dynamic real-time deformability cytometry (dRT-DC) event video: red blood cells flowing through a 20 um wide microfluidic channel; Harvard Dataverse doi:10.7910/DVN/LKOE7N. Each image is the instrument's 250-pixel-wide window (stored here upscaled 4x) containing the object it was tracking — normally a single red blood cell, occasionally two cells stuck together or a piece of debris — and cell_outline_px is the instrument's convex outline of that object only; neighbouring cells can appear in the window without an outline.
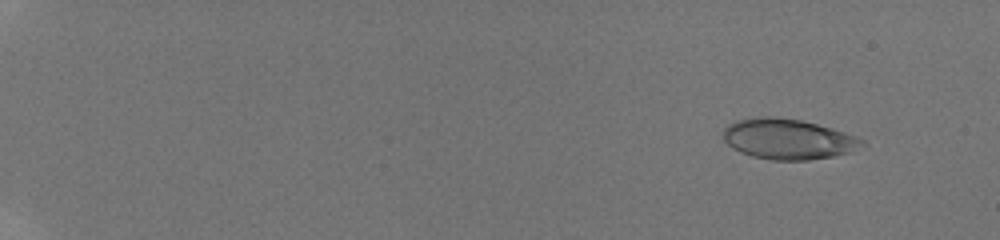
{"species": "human", "species_latin": "Homo sapiens", "temperature_condition": "room temperature", "stored_images_in_passage": 32, "camera_frame_rate_fps": 3000, "um_per_image_px": 0.085, "donor": {"sex": "male"}, "frame": {"image": 1, "passage_image": 17, "time_ms": 2.0, "image_size_px": [1000, 240], "cell_outline_px": [[864, 140], [852, 152], [836, 156], [808, 160], [772, 160], [752, 156], [740, 152], [732, 148], [724, 140], [724, 128], [728, 124], [736, 120], [756, 116], [776, 116], [800, 120], [832, 128], [856, 136]], "centroid_in_image_um": [66.94, 11.81], "position_along_channel_um": 18.1, "area_um2": 32.71}}